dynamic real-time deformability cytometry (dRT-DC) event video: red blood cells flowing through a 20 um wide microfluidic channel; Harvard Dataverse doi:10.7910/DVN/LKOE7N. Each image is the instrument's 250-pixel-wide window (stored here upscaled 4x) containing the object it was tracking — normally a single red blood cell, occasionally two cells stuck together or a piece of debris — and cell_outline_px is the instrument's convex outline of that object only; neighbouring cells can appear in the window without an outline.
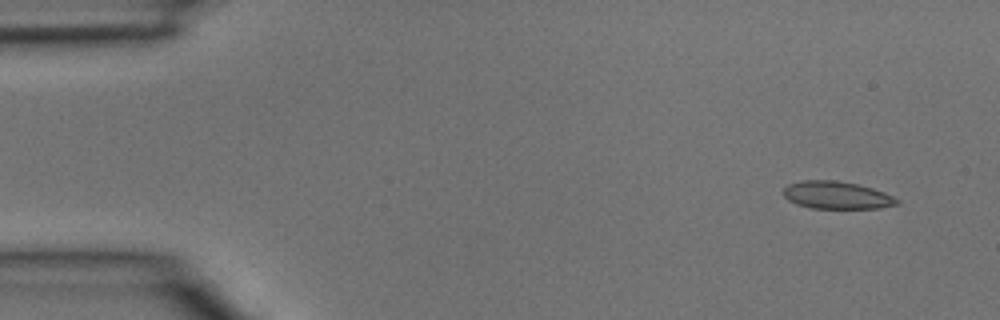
{"species": "common noctule bat (a hibernating species)", "species_latin": "Nyctalus noctula", "temperature_condition": "room temperature", "stored_images_in_passage": 3, "camera_frame_rate_fps": 3000, "um_per_image_px": 0.085, "animal": {"sex": "male", "body_mass_g": 15.6}, "frame": {"image": 1, "passage_image": 1, "time_ms": 0.0, "image_size_px": [1000, 320], "cell_outline_px": [[900, 204], [880, 208], [812, 208], [796, 204], [788, 200], [784, 196], [784, 188], [788, 184], [800, 180], [836, 180], [856, 184], [872, 188], [884, 192], [900, 200]], "centroid_in_image_um": [71.12, 16.59], "position_along_channel_um": 13.9, "area_um2": 18.26}}